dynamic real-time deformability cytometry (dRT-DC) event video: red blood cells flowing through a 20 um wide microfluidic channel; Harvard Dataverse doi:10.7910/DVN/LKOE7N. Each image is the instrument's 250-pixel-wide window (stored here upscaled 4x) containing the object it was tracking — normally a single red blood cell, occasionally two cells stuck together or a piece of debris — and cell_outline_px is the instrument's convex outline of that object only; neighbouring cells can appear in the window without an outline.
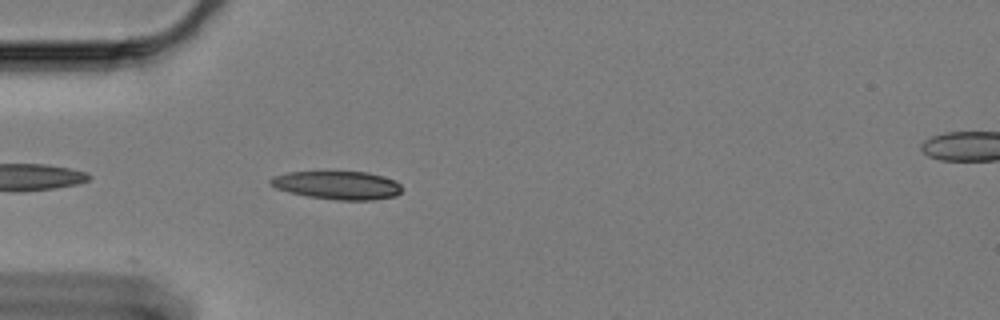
{"species": "Egyptian fruit bat (a non-hibernating species)", "species_latin": "Rousettus aegyptiacus", "temperature_condition": "cold", "stored_images_in_passage": 14, "camera_frame_rate_fps": 3000, "um_per_image_px": 0.085, "animal": {"sex": "female"}, "frame": {"image": 1, "passage_image": 3, "time_ms": 0.667, "image_size_px": [1000, 320], "cell_outline_px": [[400, 192], [396, 196], [372, 200], [336, 200], [308, 196], [288, 192], [276, 188], [268, 184], [268, 180], [272, 176], [288, 172], [368, 172], [384, 176], [396, 180], [400, 184]], "centroid_in_image_um": [28.67, 15.74], "position_along_channel_um": 56.3, "area_um2": 21.79}}
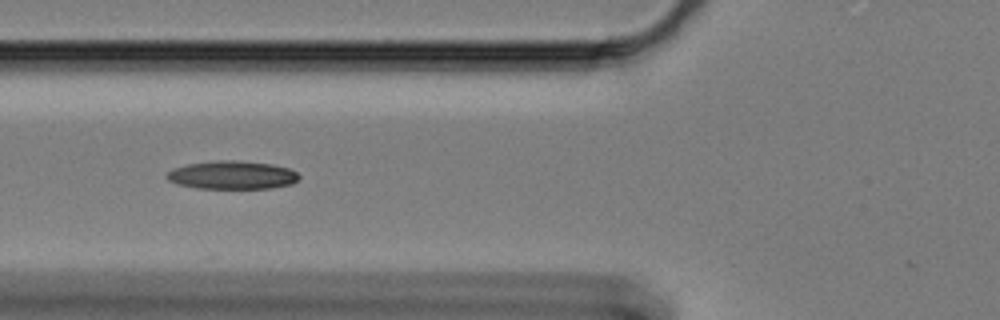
{"frame": {"image": 2, "passage_image": 8, "time_ms": 2.333, "image_size_px": [1000, 320], "cell_outline_px": [[300, 176], [292, 184], [272, 188], [196, 188], [176, 184], [168, 180], [164, 176], [172, 168], [188, 164], [220, 160], [232, 160], [272, 164], [288, 168], [296, 172]], "centroid_in_image_um": [19.7, 14.88], "position_along_channel_um": 106.1, "area_um2": 21.73}}
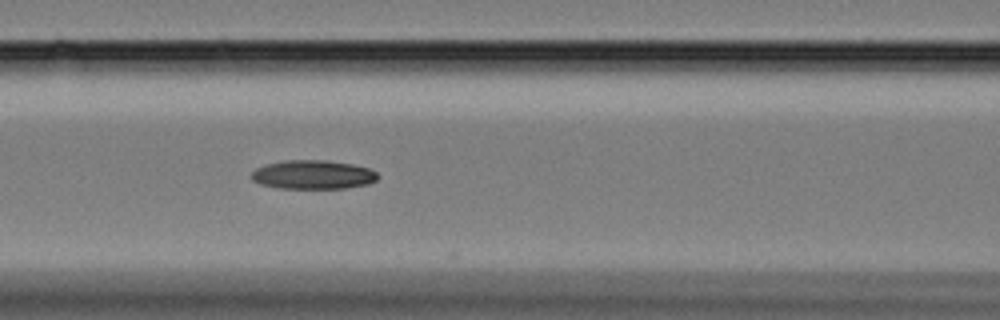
{"frame": {"image": 3, "passage_image": 11, "time_ms": 3.333, "image_size_px": [1000, 320], "cell_outline_px": [[380, 176], [376, 180], [368, 184], [344, 188], [280, 188], [260, 184], [252, 180], [252, 172], [256, 168], [268, 164], [284, 160], [328, 160], [352, 164], [368, 168], [376, 172]], "centroid_in_image_um": [26.62, 14.84], "position_along_channel_um": 140.0, "area_um2": 21.21}}